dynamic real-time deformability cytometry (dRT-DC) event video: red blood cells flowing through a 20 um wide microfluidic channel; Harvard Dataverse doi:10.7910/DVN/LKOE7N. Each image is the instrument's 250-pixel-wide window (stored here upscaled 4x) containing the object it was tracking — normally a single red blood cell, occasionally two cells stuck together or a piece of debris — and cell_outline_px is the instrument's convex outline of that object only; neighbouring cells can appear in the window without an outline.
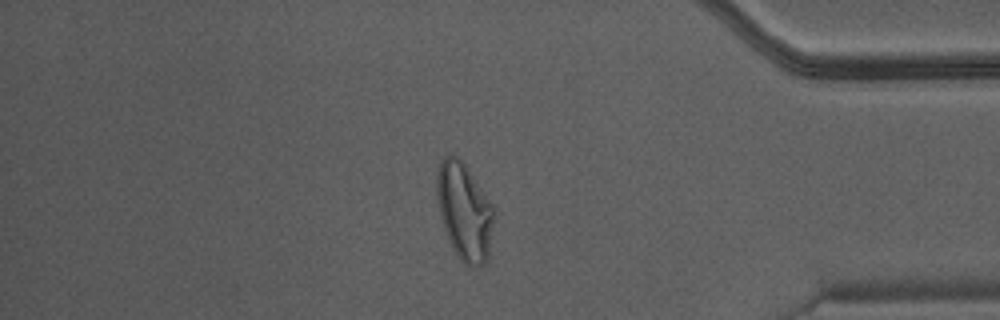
{"species": "Egyptian fruit bat (a non-hibernating species)", "species_latin": "Rousettus aegyptiacus", "temperature_condition": "warm", "stored_images_in_passage": 29, "camera_frame_rate_fps": 3000, "um_per_image_px": 0.085, "animal": {"sex": "male"}, "frame": {"image": 1, "passage_image": 25, "time_ms": 8.0, "image_size_px": [1000, 320], "cell_outline_px": [[496, 216], [488, 260], [484, 264], [476, 268], [468, 268], [456, 256], [452, 248], [444, 228], [440, 216], [436, 196], [436, 172], [440, 160], [444, 156], [456, 156], [464, 164], [492, 204]], "centroid_in_image_um": [39.48, 18.05], "position_along_channel_um": 395.7, "area_um2": 32.89}}